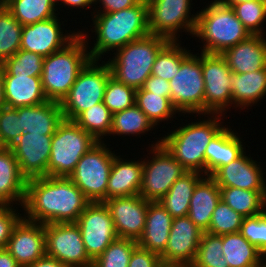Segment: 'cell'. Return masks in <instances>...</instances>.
<instances>
[{
  "instance_id": "35",
  "label": "cell",
  "mask_w": 266,
  "mask_h": 267,
  "mask_svg": "<svg viewBox=\"0 0 266 267\" xmlns=\"http://www.w3.org/2000/svg\"><path fill=\"white\" fill-rule=\"evenodd\" d=\"M156 126L150 119L142 112V110L133 104L131 107L113 113L110 135L123 137L136 136L146 134L152 131ZM138 135V136H137Z\"/></svg>"
},
{
  "instance_id": "58",
  "label": "cell",
  "mask_w": 266,
  "mask_h": 267,
  "mask_svg": "<svg viewBox=\"0 0 266 267\" xmlns=\"http://www.w3.org/2000/svg\"><path fill=\"white\" fill-rule=\"evenodd\" d=\"M5 148H6V146L4 145V143L2 142L1 137H0V152L2 150H4Z\"/></svg>"
},
{
  "instance_id": "11",
  "label": "cell",
  "mask_w": 266,
  "mask_h": 267,
  "mask_svg": "<svg viewBox=\"0 0 266 267\" xmlns=\"http://www.w3.org/2000/svg\"><path fill=\"white\" fill-rule=\"evenodd\" d=\"M149 145L143 161V178L139 195L150 202H158L187 170L165 149L161 139ZM150 158V159H148Z\"/></svg>"
},
{
  "instance_id": "9",
  "label": "cell",
  "mask_w": 266,
  "mask_h": 267,
  "mask_svg": "<svg viewBox=\"0 0 266 267\" xmlns=\"http://www.w3.org/2000/svg\"><path fill=\"white\" fill-rule=\"evenodd\" d=\"M170 82V102L180 115L205 114V86L202 52H191Z\"/></svg>"
},
{
  "instance_id": "26",
  "label": "cell",
  "mask_w": 266,
  "mask_h": 267,
  "mask_svg": "<svg viewBox=\"0 0 266 267\" xmlns=\"http://www.w3.org/2000/svg\"><path fill=\"white\" fill-rule=\"evenodd\" d=\"M5 105L10 108L35 106L48 101L41 76L4 75Z\"/></svg>"
},
{
  "instance_id": "51",
  "label": "cell",
  "mask_w": 266,
  "mask_h": 267,
  "mask_svg": "<svg viewBox=\"0 0 266 267\" xmlns=\"http://www.w3.org/2000/svg\"><path fill=\"white\" fill-rule=\"evenodd\" d=\"M142 88L148 92L160 94L162 97H167L170 100V82L162 77L150 75L144 82Z\"/></svg>"
},
{
  "instance_id": "39",
  "label": "cell",
  "mask_w": 266,
  "mask_h": 267,
  "mask_svg": "<svg viewBox=\"0 0 266 267\" xmlns=\"http://www.w3.org/2000/svg\"><path fill=\"white\" fill-rule=\"evenodd\" d=\"M22 28L3 4L0 7V65L20 49Z\"/></svg>"
},
{
  "instance_id": "37",
  "label": "cell",
  "mask_w": 266,
  "mask_h": 267,
  "mask_svg": "<svg viewBox=\"0 0 266 267\" xmlns=\"http://www.w3.org/2000/svg\"><path fill=\"white\" fill-rule=\"evenodd\" d=\"M181 41H169L158 53L151 75L170 81L179 71L181 62L191 53Z\"/></svg>"
},
{
  "instance_id": "15",
  "label": "cell",
  "mask_w": 266,
  "mask_h": 267,
  "mask_svg": "<svg viewBox=\"0 0 266 267\" xmlns=\"http://www.w3.org/2000/svg\"><path fill=\"white\" fill-rule=\"evenodd\" d=\"M84 247L94 261L118 236L110 212L104 202H90L76 221Z\"/></svg>"
},
{
  "instance_id": "27",
  "label": "cell",
  "mask_w": 266,
  "mask_h": 267,
  "mask_svg": "<svg viewBox=\"0 0 266 267\" xmlns=\"http://www.w3.org/2000/svg\"><path fill=\"white\" fill-rule=\"evenodd\" d=\"M173 217L159 203L149 202L146 221L138 245L148 251L161 255L168 243Z\"/></svg>"
},
{
  "instance_id": "33",
  "label": "cell",
  "mask_w": 266,
  "mask_h": 267,
  "mask_svg": "<svg viewBox=\"0 0 266 267\" xmlns=\"http://www.w3.org/2000/svg\"><path fill=\"white\" fill-rule=\"evenodd\" d=\"M3 4L22 26L45 21L60 13L56 0H4Z\"/></svg>"
},
{
  "instance_id": "29",
  "label": "cell",
  "mask_w": 266,
  "mask_h": 267,
  "mask_svg": "<svg viewBox=\"0 0 266 267\" xmlns=\"http://www.w3.org/2000/svg\"><path fill=\"white\" fill-rule=\"evenodd\" d=\"M221 200V191L211 176L205 175L196 185L190 200L188 217L201 230L209 228L213 211Z\"/></svg>"
},
{
  "instance_id": "2",
  "label": "cell",
  "mask_w": 266,
  "mask_h": 267,
  "mask_svg": "<svg viewBox=\"0 0 266 267\" xmlns=\"http://www.w3.org/2000/svg\"><path fill=\"white\" fill-rule=\"evenodd\" d=\"M92 17L93 26L90 25V27L94 28L91 30L96 35L94 45L89 46V39H87L89 35L84 32V29L79 32L87 41L89 54L93 60L101 61L104 55L110 53L109 51L115 52L126 44L150 34L148 7L142 0L131 8L112 13H93Z\"/></svg>"
},
{
  "instance_id": "30",
  "label": "cell",
  "mask_w": 266,
  "mask_h": 267,
  "mask_svg": "<svg viewBox=\"0 0 266 267\" xmlns=\"http://www.w3.org/2000/svg\"><path fill=\"white\" fill-rule=\"evenodd\" d=\"M232 108L248 109L266 96V67L259 71L232 74Z\"/></svg>"
},
{
  "instance_id": "7",
  "label": "cell",
  "mask_w": 266,
  "mask_h": 267,
  "mask_svg": "<svg viewBox=\"0 0 266 267\" xmlns=\"http://www.w3.org/2000/svg\"><path fill=\"white\" fill-rule=\"evenodd\" d=\"M97 143L76 122L64 119L52 136L48 176L69 177L80 158Z\"/></svg>"
},
{
  "instance_id": "10",
  "label": "cell",
  "mask_w": 266,
  "mask_h": 267,
  "mask_svg": "<svg viewBox=\"0 0 266 267\" xmlns=\"http://www.w3.org/2000/svg\"><path fill=\"white\" fill-rule=\"evenodd\" d=\"M98 142L85 153L68 177L90 202H104L115 151Z\"/></svg>"
},
{
  "instance_id": "3",
  "label": "cell",
  "mask_w": 266,
  "mask_h": 267,
  "mask_svg": "<svg viewBox=\"0 0 266 267\" xmlns=\"http://www.w3.org/2000/svg\"><path fill=\"white\" fill-rule=\"evenodd\" d=\"M203 116L208 119L199 118L196 122L191 121L178 128L176 126V129L160 138L165 149L187 171L205 175V150L214 136L224 127L222 117L228 116L222 114H203Z\"/></svg>"
},
{
  "instance_id": "5",
  "label": "cell",
  "mask_w": 266,
  "mask_h": 267,
  "mask_svg": "<svg viewBox=\"0 0 266 267\" xmlns=\"http://www.w3.org/2000/svg\"><path fill=\"white\" fill-rule=\"evenodd\" d=\"M87 41L79 33L64 48L44 57L42 88L48 101L62 102L80 71L91 60Z\"/></svg>"
},
{
  "instance_id": "18",
  "label": "cell",
  "mask_w": 266,
  "mask_h": 267,
  "mask_svg": "<svg viewBox=\"0 0 266 267\" xmlns=\"http://www.w3.org/2000/svg\"><path fill=\"white\" fill-rule=\"evenodd\" d=\"M203 232L188 216L173 218L167 246L160 255L162 264L190 267L196 258Z\"/></svg>"
},
{
  "instance_id": "41",
  "label": "cell",
  "mask_w": 266,
  "mask_h": 267,
  "mask_svg": "<svg viewBox=\"0 0 266 267\" xmlns=\"http://www.w3.org/2000/svg\"><path fill=\"white\" fill-rule=\"evenodd\" d=\"M232 9L251 35H266L265 30H263L266 20V0H253L234 4Z\"/></svg>"
},
{
  "instance_id": "52",
  "label": "cell",
  "mask_w": 266,
  "mask_h": 267,
  "mask_svg": "<svg viewBox=\"0 0 266 267\" xmlns=\"http://www.w3.org/2000/svg\"><path fill=\"white\" fill-rule=\"evenodd\" d=\"M60 2V3H59ZM57 8H59L60 11H62L60 8L64 6L65 9L68 7L67 10L71 9H84L86 11L91 9L92 7L90 6H95L94 5V0H56ZM63 4V5H62ZM62 5V6H61ZM60 6V7H58Z\"/></svg>"
},
{
  "instance_id": "4",
  "label": "cell",
  "mask_w": 266,
  "mask_h": 267,
  "mask_svg": "<svg viewBox=\"0 0 266 267\" xmlns=\"http://www.w3.org/2000/svg\"><path fill=\"white\" fill-rule=\"evenodd\" d=\"M197 14L193 37L201 40L203 53L221 54L251 36L232 7L222 0L211 1Z\"/></svg>"
},
{
  "instance_id": "16",
  "label": "cell",
  "mask_w": 266,
  "mask_h": 267,
  "mask_svg": "<svg viewBox=\"0 0 266 267\" xmlns=\"http://www.w3.org/2000/svg\"><path fill=\"white\" fill-rule=\"evenodd\" d=\"M60 20V17L56 16L31 25H23L20 49L34 52L44 58L64 48L80 32H69L65 29L64 33L61 28V25L65 26L64 21Z\"/></svg>"
},
{
  "instance_id": "49",
  "label": "cell",
  "mask_w": 266,
  "mask_h": 267,
  "mask_svg": "<svg viewBox=\"0 0 266 267\" xmlns=\"http://www.w3.org/2000/svg\"><path fill=\"white\" fill-rule=\"evenodd\" d=\"M160 255L137 245L132 252L128 267H160Z\"/></svg>"
},
{
  "instance_id": "13",
  "label": "cell",
  "mask_w": 266,
  "mask_h": 267,
  "mask_svg": "<svg viewBox=\"0 0 266 267\" xmlns=\"http://www.w3.org/2000/svg\"><path fill=\"white\" fill-rule=\"evenodd\" d=\"M46 255L67 267H92L76 223L45 224Z\"/></svg>"
},
{
  "instance_id": "20",
  "label": "cell",
  "mask_w": 266,
  "mask_h": 267,
  "mask_svg": "<svg viewBox=\"0 0 266 267\" xmlns=\"http://www.w3.org/2000/svg\"><path fill=\"white\" fill-rule=\"evenodd\" d=\"M21 267H25L46 255L45 225L24 217L13 229L5 248Z\"/></svg>"
},
{
  "instance_id": "8",
  "label": "cell",
  "mask_w": 266,
  "mask_h": 267,
  "mask_svg": "<svg viewBox=\"0 0 266 267\" xmlns=\"http://www.w3.org/2000/svg\"><path fill=\"white\" fill-rule=\"evenodd\" d=\"M91 59L80 71L61 107L65 120L74 121L85 110L103 102L108 79L112 76L107 62Z\"/></svg>"
},
{
  "instance_id": "12",
  "label": "cell",
  "mask_w": 266,
  "mask_h": 267,
  "mask_svg": "<svg viewBox=\"0 0 266 267\" xmlns=\"http://www.w3.org/2000/svg\"><path fill=\"white\" fill-rule=\"evenodd\" d=\"M191 2L192 0H152L147 3L149 33L170 41H179L182 35L178 33L184 31L193 36L198 14L191 13Z\"/></svg>"
},
{
  "instance_id": "55",
  "label": "cell",
  "mask_w": 266,
  "mask_h": 267,
  "mask_svg": "<svg viewBox=\"0 0 266 267\" xmlns=\"http://www.w3.org/2000/svg\"><path fill=\"white\" fill-rule=\"evenodd\" d=\"M3 81H4L3 68L0 66V110L6 106L4 99Z\"/></svg>"
},
{
  "instance_id": "57",
  "label": "cell",
  "mask_w": 266,
  "mask_h": 267,
  "mask_svg": "<svg viewBox=\"0 0 266 267\" xmlns=\"http://www.w3.org/2000/svg\"><path fill=\"white\" fill-rule=\"evenodd\" d=\"M160 267H188V266L179 264H162Z\"/></svg>"
},
{
  "instance_id": "61",
  "label": "cell",
  "mask_w": 266,
  "mask_h": 267,
  "mask_svg": "<svg viewBox=\"0 0 266 267\" xmlns=\"http://www.w3.org/2000/svg\"><path fill=\"white\" fill-rule=\"evenodd\" d=\"M262 267H266V260H265L264 263L262 264Z\"/></svg>"
},
{
  "instance_id": "53",
  "label": "cell",
  "mask_w": 266,
  "mask_h": 267,
  "mask_svg": "<svg viewBox=\"0 0 266 267\" xmlns=\"http://www.w3.org/2000/svg\"><path fill=\"white\" fill-rule=\"evenodd\" d=\"M25 267H67L62 262L55 258L45 255L44 257L38 259L34 263L27 265Z\"/></svg>"
},
{
  "instance_id": "44",
  "label": "cell",
  "mask_w": 266,
  "mask_h": 267,
  "mask_svg": "<svg viewBox=\"0 0 266 267\" xmlns=\"http://www.w3.org/2000/svg\"><path fill=\"white\" fill-rule=\"evenodd\" d=\"M244 217L234 211L222 199L213 211L209 228L206 232L213 235H224L240 232Z\"/></svg>"
},
{
  "instance_id": "22",
  "label": "cell",
  "mask_w": 266,
  "mask_h": 267,
  "mask_svg": "<svg viewBox=\"0 0 266 267\" xmlns=\"http://www.w3.org/2000/svg\"><path fill=\"white\" fill-rule=\"evenodd\" d=\"M234 74L259 71L266 67V37L251 35L248 39L221 53Z\"/></svg>"
},
{
  "instance_id": "31",
  "label": "cell",
  "mask_w": 266,
  "mask_h": 267,
  "mask_svg": "<svg viewBox=\"0 0 266 267\" xmlns=\"http://www.w3.org/2000/svg\"><path fill=\"white\" fill-rule=\"evenodd\" d=\"M204 176L199 172L187 171L158 202L173 218L187 216L193 191Z\"/></svg>"
},
{
  "instance_id": "47",
  "label": "cell",
  "mask_w": 266,
  "mask_h": 267,
  "mask_svg": "<svg viewBox=\"0 0 266 267\" xmlns=\"http://www.w3.org/2000/svg\"><path fill=\"white\" fill-rule=\"evenodd\" d=\"M23 134L18 108L3 107L0 110V137L6 148H10Z\"/></svg>"
},
{
  "instance_id": "42",
  "label": "cell",
  "mask_w": 266,
  "mask_h": 267,
  "mask_svg": "<svg viewBox=\"0 0 266 267\" xmlns=\"http://www.w3.org/2000/svg\"><path fill=\"white\" fill-rule=\"evenodd\" d=\"M44 58L34 52L19 49L0 66L3 75L41 76Z\"/></svg>"
},
{
  "instance_id": "21",
  "label": "cell",
  "mask_w": 266,
  "mask_h": 267,
  "mask_svg": "<svg viewBox=\"0 0 266 267\" xmlns=\"http://www.w3.org/2000/svg\"><path fill=\"white\" fill-rule=\"evenodd\" d=\"M246 151L228 165L220 167L211 177L219 187H235L252 191H266V177L258 161ZM264 174V175H263Z\"/></svg>"
},
{
  "instance_id": "32",
  "label": "cell",
  "mask_w": 266,
  "mask_h": 267,
  "mask_svg": "<svg viewBox=\"0 0 266 267\" xmlns=\"http://www.w3.org/2000/svg\"><path fill=\"white\" fill-rule=\"evenodd\" d=\"M223 255L229 267H262L264 255L240 232L222 235Z\"/></svg>"
},
{
  "instance_id": "17",
  "label": "cell",
  "mask_w": 266,
  "mask_h": 267,
  "mask_svg": "<svg viewBox=\"0 0 266 267\" xmlns=\"http://www.w3.org/2000/svg\"><path fill=\"white\" fill-rule=\"evenodd\" d=\"M139 194L104 201L112 217L118 238L138 241L145 227L148 203Z\"/></svg>"
},
{
  "instance_id": "28",
  "label": "cell",
  "mask_w": 266,
  "mask_h": 267,
  "mask_svg": "<svg viewBox=\"0 0 266 267\" xmlns=\"http://www.w3.org/2000/svg\"><path fill=\"white\" fill-rule=\"evenodd\" d=\"M27 179L20 173L11 148L0 152V205L23 206ZM15 202V203H14Z\"/></svg>"
},
{
  "instance_id": "1",
  "label": "cell",
  "mask_w": 266,
  "mask_h": 267,
  "mask_svg": "<svg viewBox=\"0 0 266 267\" xmlns=\"http://www.w3.org/2000/svg\"><path fill=\"white\" fill-rule=\"evenodd\" d=\"M89 203L68 177H35L26 182L23 216L44 225L76 223Z\"/></svg>"
},
{
  "instance_id": "54",
  "label": "cell",
  "mask_w": 266,
  "mask_h": 267,
  "mask_svg": "<svg viewBox=\"0 0 266 267\" xmlns=\"http://www.w3.org/2000/svg\"><path fill=\"white\" fill-rule=\"evenodd\" d=\"M0 267H21L16 259L6 250L0 249Z\"/></svg>"
},
{
  "instance_id": "45",
  "label": "cell",
  "mask_w": 266,
  "mask_h": 267,
  "mask_svg": "<svg viewBox=\"0 0 266 267\" xmlns=\"http://www.w3.org/2000/svg\"><path fill=\"white\" fill-rule=\"evenodd\" d=\"M136 90L110 77L104 91V105L113 114L125 110L135 104Z\"/></svg>"
},
{
  "instance_id": "36",
  "label": "cell",
  "mask_w": 266,
  "mask_h": 267,
  "mask_svg": "<svg viewBox=\"0 0 266 267\" xmlns=\"http://www.w3.org/2000/svg\"><path fill=\"white\" fill-rule=\"evenodd\" d=\"M135 104L156 127L163 121L164 123L165 121L168 122L169 119L172 122L171 119L176 117V113L179 115L178 111L173 107L167 97H162L160 94L148 92L143 88L136 90Z\"/></svg>"
},
{
  "instance_id": "46",
  "label": "cell",
  "mask_w": 266,
  "mask_h": 267,
  "mask_svg": "<svg viewBox=\"0 0 266 267\" xmlns=\"http://www.w3.org/2000/svg\"><path fill=\"white\" fill-rule=\"evenodd\" d=\"M240 233L266 258V210L256 216L244 217Z\"/></svg>"
},
{
  "instance_id": "60",
  "label": "cell",
  "mask_w": 266,
  "mask_h": 267,
  "mask_svg": "<svg viewBox=\"0 0 266 267\" xmlns=\"http://www.w3.org/2000/svg\"><path fill=\"white\" fill-rule=\"evenodd\" d=\"M4 0H0V7L3 5Z\"/></svg>"
},
{
  "instance_id": "24",
  "label": "cell",
  "mask_w": 266,
  "mask_h": 267,
  "mask_svg": "<svg viewBox=\"0 0 266 267\" xmlns=\"http://www.w3.org/2000/svg\"><path fill=\"white\" fill-rule=\"evenodd\" d=\"M242 141L245 140L230 125L224 126L205 150V175L212 176L220 167L240 157L246 150Z\"/></svg>"
},
{
  "instance_id": "14",
  "label": "cell",
  "mask_w": 266,
  "mask_h": 267,
  "mask_svg": "<svg viewBox=\"0 0 266 267\" xmlns=\"http://www.w3.org/2000/svg\"><path fill=\"white\" fill-rule=\"evenodd\" d=\"M202 71L205 86V114H227L226 111L232 106L233 72L221 54L203 52Z\"/></svg>"
},
{
  "instance_id": "25",
  "label": "cell",
  "mask_w": 266,
  "mask_h": 267,
  "mask_svg": "<svg viewBox=\"0 0 266 267\" xmlns=\"http://www.w3.org/2000/svg\"><path fill=\"white\" fill-rule=\"evenodd\" d=\"M18 114L21 118V131L29 134L53 136L64 121L61 103L55 101L19 107Z\"/></svg>"
},
{
  "instance_id": "43",
  "label": "cell",
  "mask_w": 266,
  "mask_h": 267,
  "mask_svg": "<svg viewBox=\"0 0 266 267\" xmlns=\"http://www.w3.org/2000/svg\"><path fill=\"white\" fill-rule=\"evenodd\" d=\"M137 245L135 240L117 238L93 261L92 267H128Z\"/></svg>"
},
{
  "instance_id": "59",
  "label": "cell",
  "mask_w": 266,
  "mask_h": 267,
  "mask_svg": "<svg viewBox=\"0 0 266 267\" xmlns=\"http://www.w3.org/2000/svg\"><path fill=\"white\" fill-rule=\"evenodd\" d=\"M142 1H144L145 3H149V2H151L152 0H142Z\"/></svg>"
},
{
  "instance_id": "40",
  "label": "cell",
  "mask_w": 266,
  "mask_h": 267,
  "mask_svg": "<svg viewBox=\"0 0 266 267\" xmlns=\"http://www.w3.org/2000/svg\"><path fill=\"white\" fill-rule=\"evenodd\" d=\"M222 248V235L203 232L196 258L190 267H229Z\"/></svg>"
},
{
  "instance_id": "50",
  "label": "cell",
  "mask_w": 266,
  "mask_h": 267,
  "mask_svg": "<svg viewBox=\"0 0 266 267\" xmlns=\"http://www.w3.org/2000/svg\"><path fill=\"white\" fill-rule=\"evenodd\" d=\"M140 1L141 0H94V4L97 5L101 3L98 7L102 8H93V12L91 11L90 16H92V13H112L125 8H131L137 5Z\"/></svg>"
},
{
  "instance_id": "23",
  "label": "cell",
  "mask_w": 266,
  "mask_h": 267,
  "mask_svg": "<svg viewBox=\"0 0 266 267\" xmlns=\"http://www.w3.org/2000/svg\"><path fill=\"white\" fill-rule=\"evenodd\" d=\"M142 178L143 162L141 158L135 161L133 158L127 160L121 155H116L108 178L106 200L139 194Z\"/></svg>"
},
{
  "instance_id": "48",
  "label": "cell",
  "mask_w": 266,
  "mask_h": 267,
  "mask_svg": "<svg viewBox=\"0 0 266 267\" xmlns=\"http://www.w3.org/2000/svg\"><path fill=\"white\" fill-rule=\"evenodd\" d=\"M15 209V206L0 205V249H5L7 242L12 235L13 229L18 222L24 217L21 210Z\"/></svg>"
},
{
  "instance_id": "56",
  "label": "cell",
  "mask_w": 266,
  "mask_h": 267,
  "mask_svg": "<svg viewBox=\"0 0 266 267\" xmlns=\"http://www.w3.org/2000/svg\"><path fill=\"white\" fill-rule=\"evenodd\" d=\"M222 1L232 7L234 4H239L242 2L253 1V0H222Z\"/></svg>"
},
{
  "instance_id": "6",
  "label": "cell",
  "mask_w": 266,
  "mask_h": 267,
  "mask_svg": "<svg viewBox=\"0 0 266 267\" xmlns=\"http://www.w3.org/2000/svg\"><path fill=\"white\" fill-rule=\"evenodd\" d=\"M169 41L165 37L149 34L116 50L112 53L113 58L106 61L112 77L135 90L142 88L151 75L159 51Z\"/></svg>"
},
{
  "instance_id": "19",
  "label": "cell",
  "mask_w": 266,
  "mask_h": 267,
  "mask_svg": "<svg viewBox=\"0 0 266 267\" xmlns=\"http://www.w3.org/2000/svg\"><path fill=\"white\" fill-rule=\"evenodd\" d=\"M52 136L23 133L11 150L20 173L28 180L48 176Z\"/></svg>"
},
{
  "instance_id": "38",
  "label": "cell",
  "mask_w": 266,
  "mask_h": 267,
  "mask_svg": "<svg viewBox=\"0 0 266 267\" xmlns=\"http://www.w3.org/2000/svg\"><path fill=\"white\" fill-rule=\"evenodd\" d=\"M112 113L103 102L85 110L75 120L84 131L90 133L98 142H106L111 131Z\"/></svg>"
},
{
  "instance_id": "34",
  "label": "cell",
  "mask_w": 266,
  "mask_h": 267,
  "mask_svg": "<svg viewBox=\"0 0 266 267\" xmlns=\"http://www.w3.org/2000/svg\"><path fill=\"white\" fill-rule=\"evenodd\" d=\"M221 199L243 217L261 214L266 210V191L235 187H220Z\"/></svg>"
}]
</instances>
